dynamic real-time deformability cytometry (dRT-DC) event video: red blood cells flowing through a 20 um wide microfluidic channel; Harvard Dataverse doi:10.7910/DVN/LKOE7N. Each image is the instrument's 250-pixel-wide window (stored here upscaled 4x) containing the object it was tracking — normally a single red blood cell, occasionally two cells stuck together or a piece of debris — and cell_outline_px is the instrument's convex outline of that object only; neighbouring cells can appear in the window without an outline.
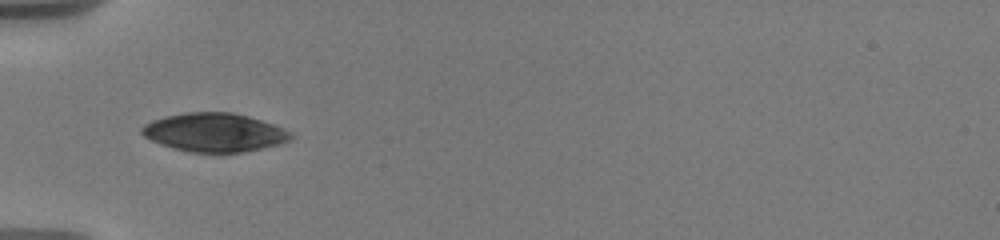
{"species": "human", "species_latin": "Homo sapiens", "temperature_condition": "warm", "stored_images_in_passage": 12, "camera_frame_rate_fps": 3000, "um_per_image_px": 0.085, "donor": {"sex": "male"}, "frame": {"image": 1, "passage_image": 7, "time_ms": 6.333, "image_size_px": [1000, 240], "cell_outline_px": [[292, 140], [280, 144], [244, 152], [192, 152], [176, 148], [152, 140], [144, 136], [140, 132], [140, 128], [144, 124], [152, 120], [164, 116], [184, 112], [232, 112], [248, 116], [272, 124], [292, 132]], "centroid_in_image_um": [18.23, 11.24], "position_along_channel_um": 66.8, "area_um2": 33.35}}
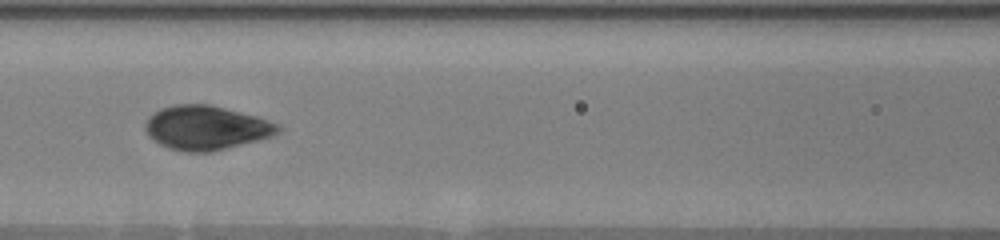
{"frame": {"image": 2, "passage_image": 9, "time_ms": 8.667, "image_size_px": [1000, 240], "cell_outline_px": [[280, 132], [272, 136], [212, 152], [188, 152], [168, 148], [160, 144], [148, 136], [148, 116], [160, 108], [176, 104], [208, 104], [260, 116], [280, 124]], "centroid_in_image_um": [17.57, 10.85], "position_along_channel_um": 149.0, "area_um2": 34.1}}
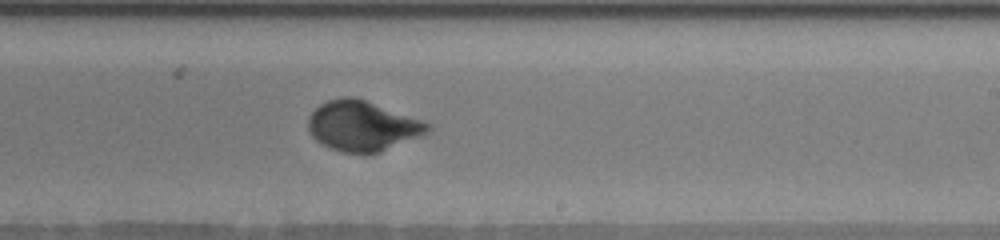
{"frame": {"image": 3, "passage_image": 12, "time_ms": 11.667, "image_size_px": [1000, 240], "cell_outline_px": [[428, 128], [424, 132], [416, 136], [380, 152], [364, 156], [344, 152], [328, 148], [320, 144], [312, 136], [308, 128], [308, 116], [320, 104], [328, 100], [344, 96], [356, 96], [420, 120], [428, 124]], "centroid_in_image_um": [30.69, 10.71], "position_along_channel_um": 258.3, "area_um2": 34.62}}